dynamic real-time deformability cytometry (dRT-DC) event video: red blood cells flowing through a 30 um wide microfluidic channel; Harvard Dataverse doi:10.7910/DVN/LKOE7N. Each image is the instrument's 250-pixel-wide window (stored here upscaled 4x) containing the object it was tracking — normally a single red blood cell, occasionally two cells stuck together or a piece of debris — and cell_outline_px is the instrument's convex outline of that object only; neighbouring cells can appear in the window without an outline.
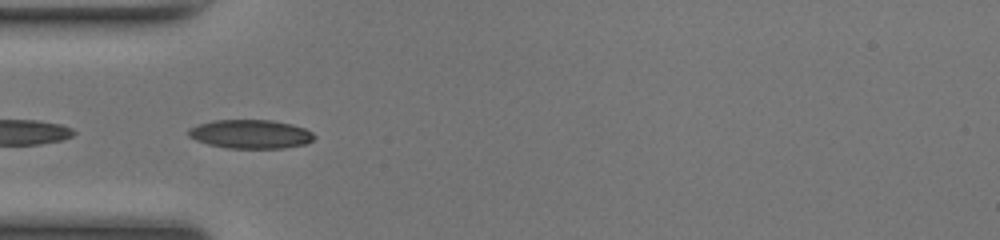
{"species": "common noctule bat (a hibernating species)", "species_latin": "Nyctalus noctula", "temperature_condition": "room temperature", "stored_images_in_passage": 19, "camera_frame_rate_fps": 3000, "um_per_image_px": 0.085, "animal": {"sex": "female", "body_mass_g": 17.0, "forearm_length_mm": 48.0}, "frame": {"image": 1, "passage_image": 16, "time_ms": 5.0, "image_size_px": [1000, 240], "cell_outline_px": [[316, 136], [312, 140], [304, 144], [284, 148], [228, 148], [208, 144], [196, 140], [188, 136], [188, 128], [196, 124], [212, 120], [272, 120], [292, 124], [304, 128], [312, 132]], "centroid_in_image_um": [21.27, 11.39], "position_along_channel_um": 63.7, "area_um2": 21.21}}